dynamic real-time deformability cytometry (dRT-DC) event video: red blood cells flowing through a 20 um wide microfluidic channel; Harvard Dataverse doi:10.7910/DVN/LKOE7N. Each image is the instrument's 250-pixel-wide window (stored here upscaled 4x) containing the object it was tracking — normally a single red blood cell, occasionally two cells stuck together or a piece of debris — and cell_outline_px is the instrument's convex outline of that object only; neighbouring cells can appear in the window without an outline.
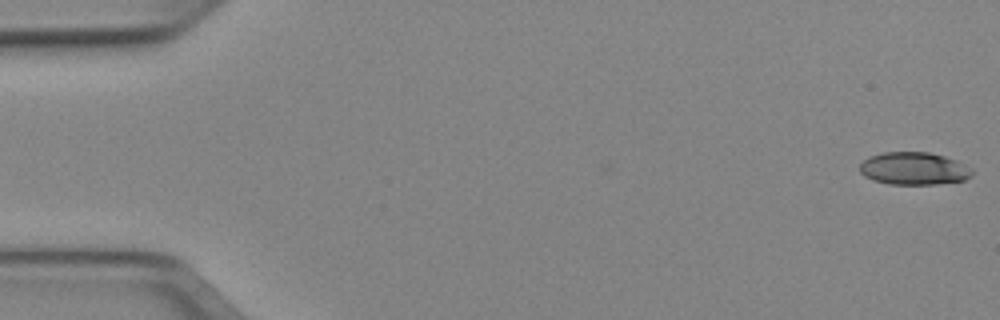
{"species": "Egyptian fruit bat (a non-hibernating species)", "species_latin": "Rousettus aegyptiacus", "temperature_condition": "cold", "stored_images_in_passage": 51, "camera_frame_rate_fps": 3000, "um_per_image_px": 0.085, "animal": {"sex": "female"}, "frame": {"image": 1, "passage_image": 1, "time_ms": 0.0, "image_size_px": [1000, 320], "cell_outline_px": [[972, 176], [964, 180], [936, 184], [888, 184], [872, 180], [864, 176], [860, 172], [860, 164], [868, 156], [884, 152], [928, 152], [944, 156], [956, 160], [972, 168]], "centroid_in_image_um": [77.66, 14.32], "position_along_channel_um": 7.3, "area_um2": 21.44}}
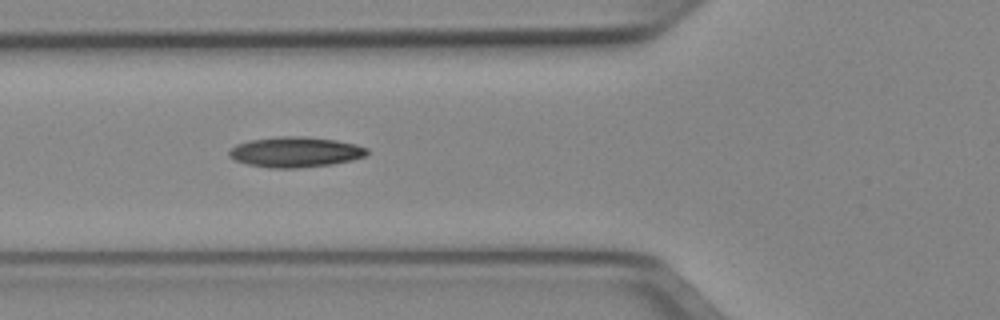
{"frame": {"image": 2, "passage_image": 19, "time_ms": 6.0, "image_size_px": [1000, 320], "cell_outline_px": [[368, 156], [352, 160], [332, 164], [300, 168], [268, 168], [248, 164], [236, 160], [228, 156], [228, 152], [236, 144], [248, 140], [280, 136], [304, 136], [336, 140], [356, 144], [368, 148]], "centroid_in_image_um": [25.13, 12.92], "position_along_channel_um": 100.7, "area_um2": 24.62}}
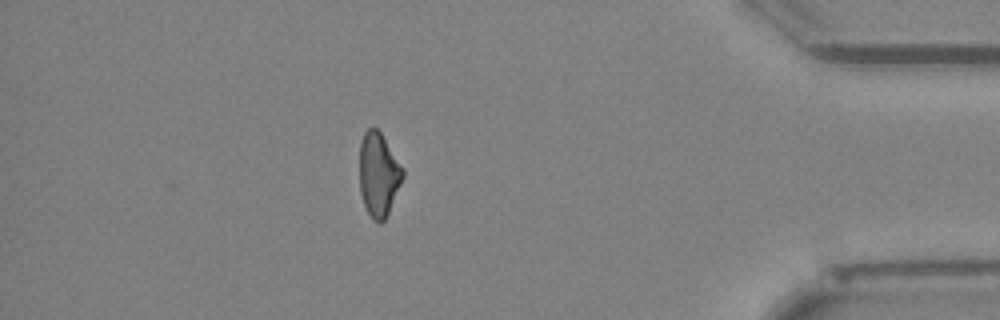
{"frame": {"image": 3, "passage_image": 45, "time_ms": 14.667, "image_size_px": [1000, 320], "cell_outline_px": [[404, 176], [388, 212], [384, 220], [380, 224], [372, 220], [364, 204], [360, 192], [360, 140], [364, 132], [368, 128], [376, 128], [380, 132], [404, 168]], "centroid_in_image_um": [32.17, 14.82], "position_along_channel_um": 403.0, "area_um2": 21.04}, "authors_computed_cell_mechanics": {"area_um2": 22.3686, "velocity_mm_per_s": 3.975, "shape_relaxation_time_tau1_ms": 5.3229, "shape_relaxation_time_tau2_ms": null, "deformation_change_tau1": 0.1376, "deformation_change_tau2": null}}